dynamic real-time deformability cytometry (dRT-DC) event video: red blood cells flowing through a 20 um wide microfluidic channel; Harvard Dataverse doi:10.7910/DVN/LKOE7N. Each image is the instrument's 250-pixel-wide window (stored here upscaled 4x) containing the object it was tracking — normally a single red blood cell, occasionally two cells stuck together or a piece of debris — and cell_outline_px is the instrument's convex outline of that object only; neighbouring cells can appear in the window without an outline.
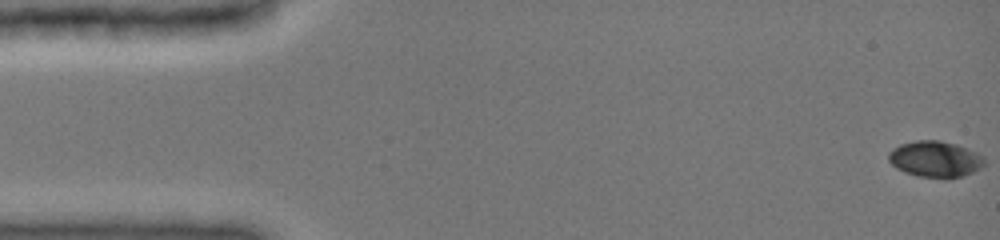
{"species": "common noctule bat (a hibernating species)", "species_latin": "Nyctalus noctula", "temperature_condition": "cold", "stored_images_in_passage": 48, "camera_frame_rate_fps": 3000, "um_per_image_px": 0.085, "animal": {"sex": "female", "body_mass_g": 19.0, "forearm_length_mm": 51.5}, "frame": {"image": 1, "passage_image": 1, "time_ms": 0.0, "image_size_px": [1000, 240], "cell_outline_px": [[984, 164], [980, 168], [964, 176], [948, 180], [944, 180], [920, 176], [904, 172], [896, 168], [888, 160], [888, 152], [892, 148], [900, 144], [916, 140], [940, 140], [956, 144], [968, 148], [984, 156]], "centroid_in_image_um": [79.49, 13.54], "position_along_channel_um": 5.5, "area_um2": 20.63}}
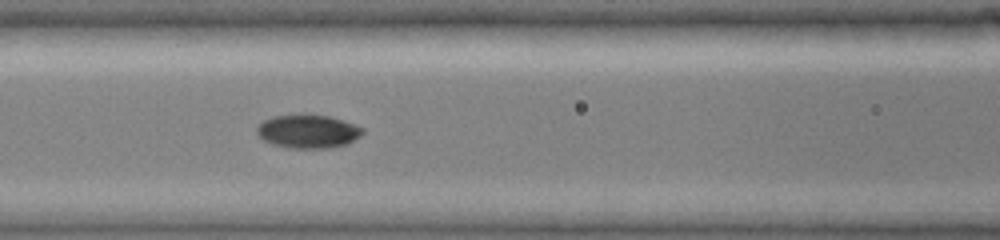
{"frame": {"image": 2, "passage_image": 21, "time_ms": 6.667, "image_size_px": [1000, 240], "cell_outline_px": [[364, 132], [360, 136], [344, 144], [332, 148], [288, 148], [272, 144], [264, 140], [256, 132], [256, 124], [272, 116], [328, 116], [364, 128]], "centroid_in_image_um": [26.13, 11.19], "position_along_channel_um": 140.5, "area_um2": 20.17}}
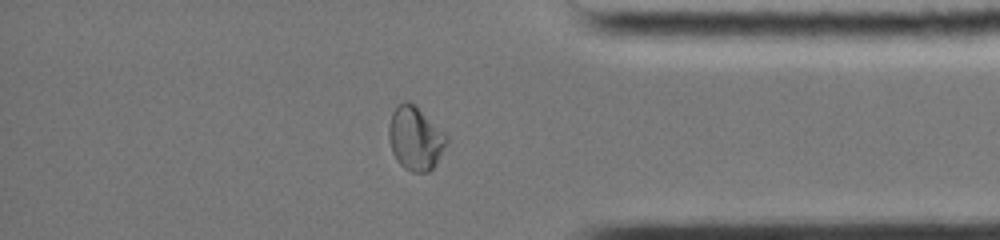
{"frame": {"image": 3, "passage_image": 41, "time_ms": 13.333, "image_size_px": [1000, 240], "cell_outline_px": [[448, 144], [432, 168], [428, 172], [412, 172], [404, 168], [396, 160], [392, 152], [388, 140], [388, 128], [392, 112], [404, 100], [408, 100], [416, 104], [448, 136]], "centroid_in_image_um": [35.3, 11.74], "position_along_channel_um": 399.9, "area_um2": 21.68}, "authors_computed_cell_mechanics": {"area_um2": 20.1722, "velocity_mm_per_s": 3.9967, "shape_relaxation_time_tau1_ms": 4.3313, "shape_relaxation_time_tau2_ms": 2.4084, "deformation_change_tau1": 0.1695, "deformation_change_tau2": 0.0327}}